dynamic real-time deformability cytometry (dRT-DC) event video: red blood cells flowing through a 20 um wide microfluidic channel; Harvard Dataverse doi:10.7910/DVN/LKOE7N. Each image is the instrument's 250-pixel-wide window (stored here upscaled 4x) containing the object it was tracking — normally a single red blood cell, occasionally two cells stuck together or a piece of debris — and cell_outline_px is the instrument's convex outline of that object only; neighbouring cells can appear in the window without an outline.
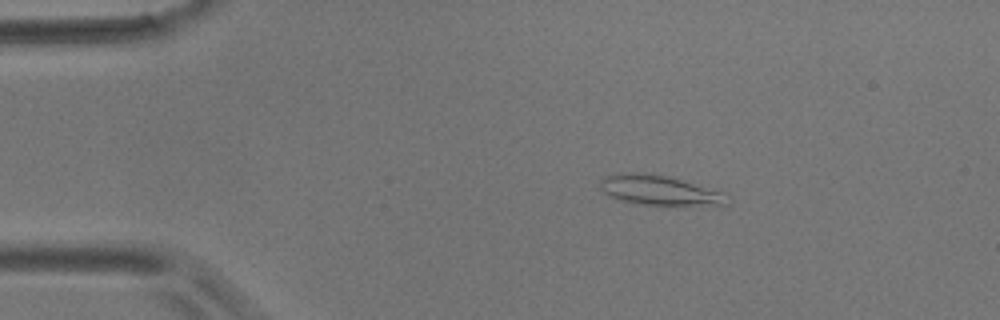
{"species": "common noctule bat (a hibernating species)", "species_latin": "Nyctalus noctula", "temperature_condition": "room temperature", "stored_images_in_passage": 4, "camera_frame_rate_fps": 3000, "um_per_image_px": 0.085, "animal": {"sex": "male", "body_mass_g": 17.9}, "frame": {"image": 1, "passage_image": 1, "time_ms": 0.0, "image_size_px": [1000, 320], "cell_outline_px": [[732, 196], [728, 204], [724, 208], [640, 204], [620, 200], [604, 192], [600, 188], [600, 180], [604, 176], [624, 172], [644, 172], [664, 176], [680, 180], [724, 192]], "centroid_in_image_um": [56.21, 16.22], "position_along_channel_um": 28.8, "area_um2": 22.89}}